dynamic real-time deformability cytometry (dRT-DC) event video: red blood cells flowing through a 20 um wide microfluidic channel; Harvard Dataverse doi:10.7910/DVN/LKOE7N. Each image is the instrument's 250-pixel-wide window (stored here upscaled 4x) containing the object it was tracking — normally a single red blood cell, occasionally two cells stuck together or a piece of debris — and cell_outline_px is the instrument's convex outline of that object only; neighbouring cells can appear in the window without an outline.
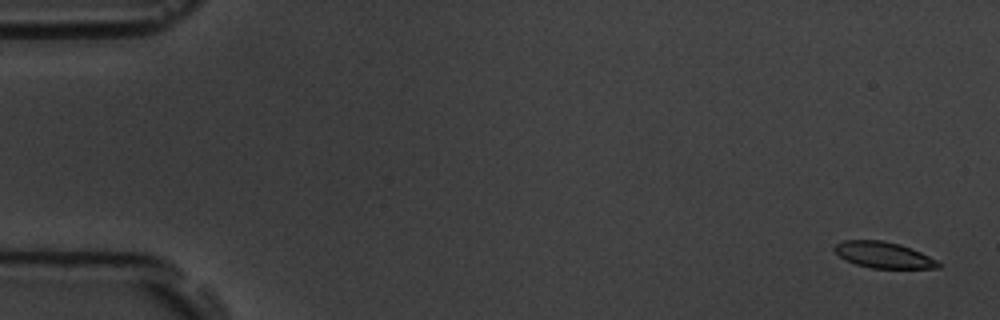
{"species": "common noctule bat (a hibernating species)", "species_latin": "Nyctalus noctula", "temperature_condition": "room temperature", "stored_images_in_passage": 11, "camera_frame_rate_fps": 3000, "um_per_image_px": 0.085, "animal": {"sex": "male", "body_mass_g": 19.5, "forearm_length_mm": 54.6}, "frame": {"image": 1, "passage_image": 1, "time_ms": 0.0, "image_size_px": [1000, 320], "cell_outline_px": [[940, 268], [872, 268], [856, 264], [840, 256], [832, 248], [836, 244], [844, 240], [884, 240], [900, 244], [912, 248], [936, 260], [940, 264]], "centroid_in_image_um": [75.1, 21.66], "position_along_channel_um": 9.9, "area_um2": 15.66}}
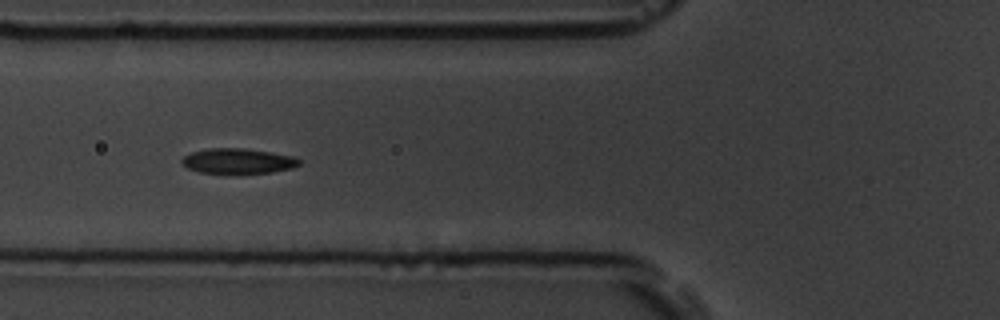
{"frame": {"image": 2, "passage_image": 6, "time_ms": 6.667, "image_size_px": [1000, 320], "cell_outline_px": [[300, 164], [292, 168], [272, 172], [236, 176], [200, 172], [188, 168], [180, 160], [184, 156], [192, 152], [208, 148], [244, 148], [296, 156], [300, 160]], "centroid_in_image_um": [20.25, 13.72], "position_along_channel_um": 105.6, "area_um2": 17.92}}
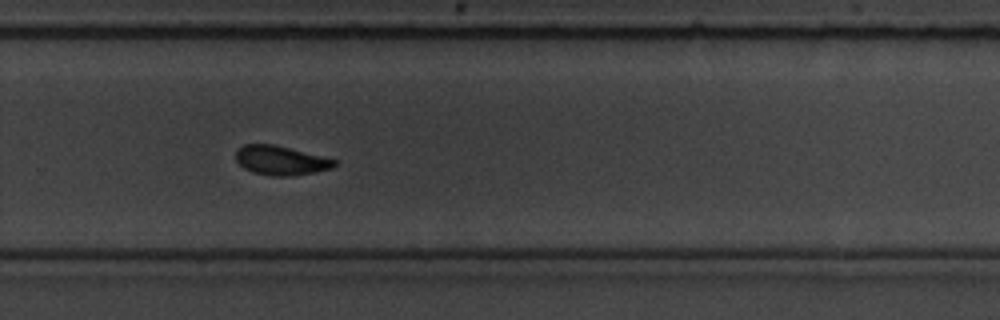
{"frame": {"image": 3, "passage_image": 11, "time_ms": 12.333, "image_size_px": [1000, 320], "cell_outline_px": [[336, 164], [332, 168], [316, 172], [292, 176], [272, 176], [252, 172], [244, 168], [236, 160], [236, 148], [244, 144], [272, 144], [336, 160]], "centroid_in_image_um": [23.82, 13.64], "position_along_channel_um": 306.0, "area_um2": 16.65}}